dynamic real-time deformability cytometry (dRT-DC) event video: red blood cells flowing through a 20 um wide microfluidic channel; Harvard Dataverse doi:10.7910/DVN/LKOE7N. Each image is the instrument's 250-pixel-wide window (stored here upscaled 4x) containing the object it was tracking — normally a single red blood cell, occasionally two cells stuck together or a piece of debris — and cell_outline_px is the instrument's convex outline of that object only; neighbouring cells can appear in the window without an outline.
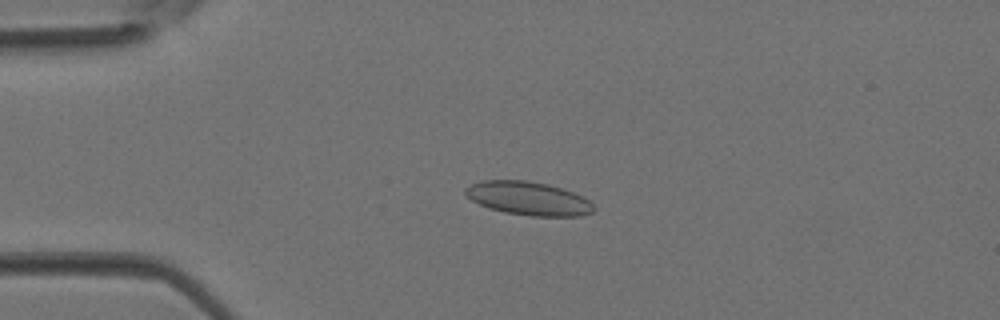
{"species": "Egyptian fruit bat (a non-hibernating species)", "species_latin": "Rousettus aegyptiacus", "temperature_condition": "room temperature", "stored_images_in_passage": 5, "camera_frame_rate_fps": 3000, "um_per_image_px": 0.085, "animal": {"sex": "female"}, "frame": {"image": 1, "passage_image": 3, "time_ms": 0.667, "image_size_px": [1000, 320], "cell_outline_px": [[592, 212], [580, 216], [532, 216], [504, 212], [488, 208], [472, 200], [464, 192], [464, 188], [472, 184], [484, 180], [524, 180], [548, 184], [584, 196], [592, 204]], "centroid_in_image_um": [44.89, 16.86], "position_along_channel_um": 40.1, "area_um2": 24.85}}
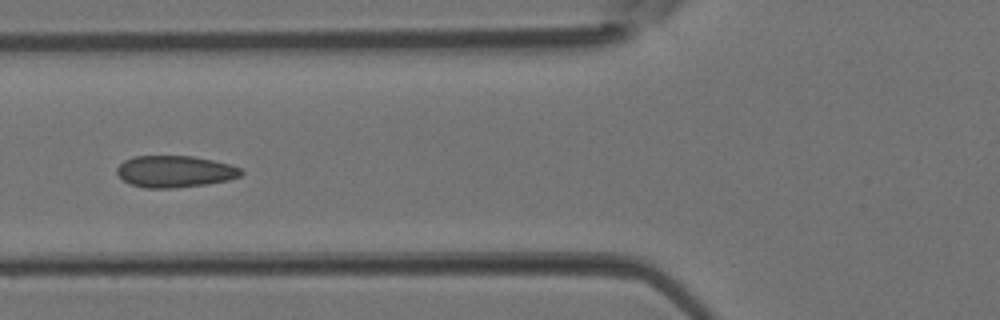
{"frame": {"image": 2, "passage_image": 5, "time_ms": 1.333, "image_size_px": [1000, 320], "cell_outline_px": [[244, 172], [240, 176], [228, 180], [204, 184], [172, 188], [144, 188], [132, 184], [124, 180], [116, 172], [116, 168], [124, 160], [132, 156], [192, 156], [232, 164], [240, 168]], "centroid_in_image_um": [14.86, 14.57], "position_along_channel_um": 110.9, "area_um2": 22.89}}